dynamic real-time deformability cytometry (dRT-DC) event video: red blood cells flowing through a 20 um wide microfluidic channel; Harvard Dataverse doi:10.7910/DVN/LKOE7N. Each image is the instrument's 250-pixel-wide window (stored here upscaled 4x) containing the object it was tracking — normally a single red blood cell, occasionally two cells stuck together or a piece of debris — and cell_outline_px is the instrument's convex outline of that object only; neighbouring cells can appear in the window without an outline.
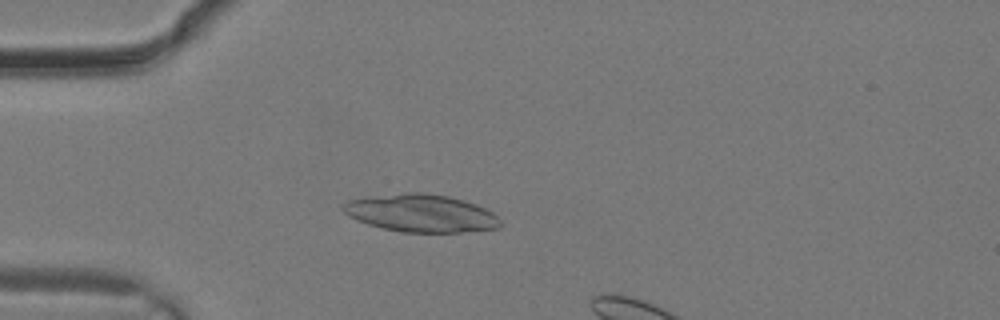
{"species": "common noctule bat (a hibernating species)", "species_latin": "Nyctalus noctula", "temperature_condition": "warm", "stored_images_in_passage": 4, "camera_frame_rate_fps": 3000, "um_per_image_px": 0.085, "animal": {"sex": "male", "body_mass_g": 19.2, "forearm_length_mm": 51.8}, "frame": {"image": 1, "passage_image": 2, "time_ms": 0.333, "image_size_px": [1000, 320], "cell_outline_px": [[500, 228], [460, 232], [400, 232], [368, 224], [356, 220], [348, 216], [340, 208], [348, 200], [368, 196], [404, 192], [420, 192], [448, 196], [464, 200], [476, 204], [492, 212], [500, 220]], "centroid_in_image_um": [35.75, 18.11], "position_along_channel_um": 49.3, "area_um2": 34.62}}